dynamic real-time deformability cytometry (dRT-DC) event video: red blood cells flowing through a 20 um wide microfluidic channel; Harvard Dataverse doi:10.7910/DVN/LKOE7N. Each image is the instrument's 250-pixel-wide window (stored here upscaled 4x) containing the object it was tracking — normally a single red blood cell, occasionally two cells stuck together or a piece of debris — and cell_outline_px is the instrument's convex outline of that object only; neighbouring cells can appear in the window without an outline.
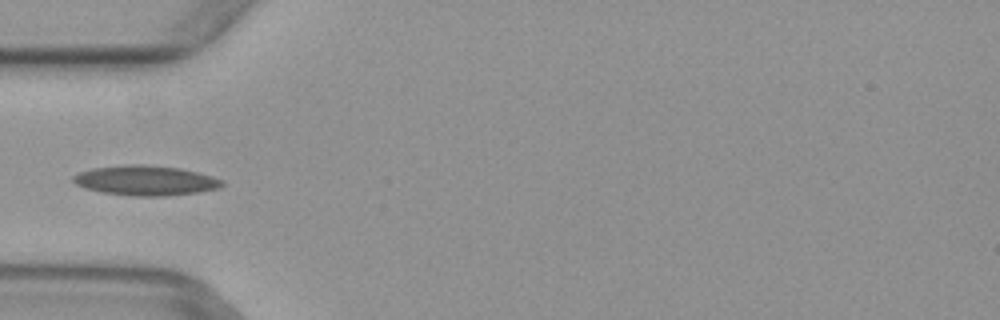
{"species": "common noctule bat (a hibernating species)", "species_latin": "Nyctalus noctula", "temperature_condition": "warm", "stored_images_in_passage": 5, "camera_frame_rate_fps": 3000, "um_per_image_px": 0.085, "animal": {"sex": "female", "body_mass_g": 29.2, "forearm_length_mm": 56.3}, "frame": {"image": 1, "passage_image": 5, "time_ms": 1.333, "image_size_px": [1000, 320], "cell_outline_px": [[224, 184], [220, 188], [196, 192], [168, 196], [132, 196], [104, 192], [88, 188], [76, 184], [72, 180], [72, 176], [80, 172], [92, 168], [132, 164], [144, 164], [180, 168], [212, 176], [224, 180]], "centroid_in_image_um": [12.41, 15.34], "position_along_channel_um": 72.6, "area_um2": 25.78}}